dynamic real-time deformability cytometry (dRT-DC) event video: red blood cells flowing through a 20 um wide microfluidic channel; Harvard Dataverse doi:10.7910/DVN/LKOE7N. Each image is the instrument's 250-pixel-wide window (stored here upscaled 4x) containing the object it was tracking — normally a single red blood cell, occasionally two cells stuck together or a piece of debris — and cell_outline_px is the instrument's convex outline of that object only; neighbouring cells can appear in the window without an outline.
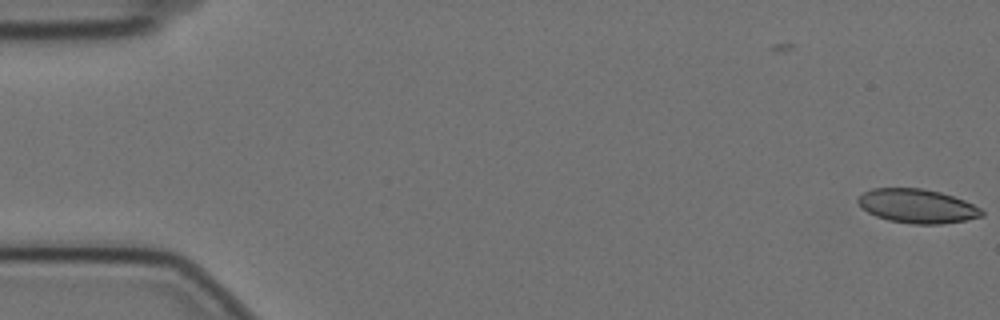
{"species": "Egyptian fruit bat (a non-hibernating species)", "species_latin": "Rousettus aegyptiacus", "temperature_condition": "cold", "stored_images_in_passage": 58, "camera_frame_rate_fps": 3000, "um_per_image_px": 0.085, "animal": {"sex": "female"}, "frame": {"image": 1, "passage_image": 1, "time_ms": 0.0, "image_size_px": [1000, 320], "cell_outline_px": [[984, 216], [964, 220], [940, 224], [912, 224], [888, 220], [876, 216], [868, 212], [856, 200], [864, 192], [872, 188], [924, 188], [940, 192], [964, 200], [980, 208], [984, 212]], "centroid_in_image_um": [77.97, 17.51], "position_along_channel_um": 7.0, "area_um2": 24.39}}
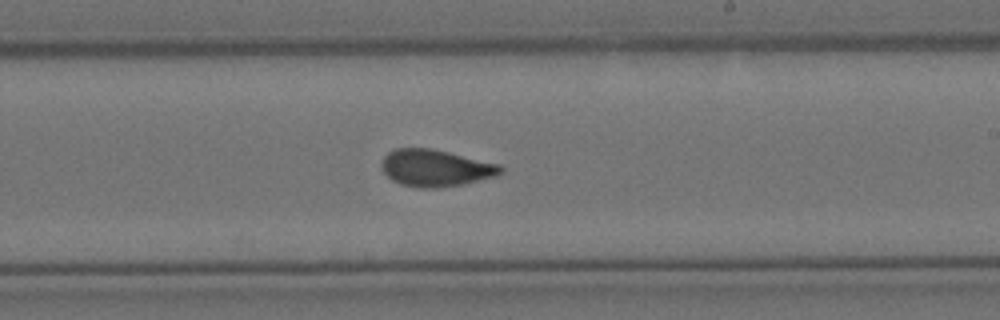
{"frame": {"image": 2, "passage_image": 34, "time_ms": 11.0, "image_size_px": [1000, 320], "cell_outline_px": [[504, 172], [496, 176], [464, 184], [436, 188], [416, 188], [400, 184], [392, 180], [384, 172], [380, 164], [384, 156], [388, 152], [396, 148], [432, 148], [500, 164], [504, 168]], "centroid_in_image_um": [37.03, 14.28], "position_along_channel_um": 252.0, "area_um2": 25.84}}
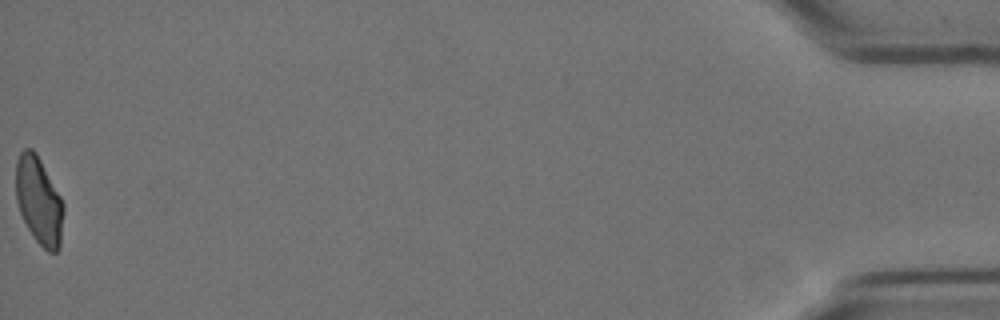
{"frame": {"image": 3, "passage_image": 58, "time_ms": 19.0, "image_size_px": [1000, 320], "cell_outline_px": [[64, 208], [60, 248], [56, 252], [48, 252], [32, 236], [20, 212], [16, 200], [16, 160], [20, 152], [24, 148], [32, 148], [36, 152], [60, 196], [64, 204]], "centroid_in_image_um": [3.31, 17.06], "position_along_channel_um": 431.9, "area_um2": 24.28}, "authors_computed_cell_mechanics": {"area_um2": 25.143, "velocity_mm_per_s": 3.5033, "shape_relaxation_time_tau1_ms": 11.1837, "shape_relaxation_time_tau2_ms": 1.261, "deformation_change_tau1": 0.2117, "deformation_change_tau2": 0.0655}}